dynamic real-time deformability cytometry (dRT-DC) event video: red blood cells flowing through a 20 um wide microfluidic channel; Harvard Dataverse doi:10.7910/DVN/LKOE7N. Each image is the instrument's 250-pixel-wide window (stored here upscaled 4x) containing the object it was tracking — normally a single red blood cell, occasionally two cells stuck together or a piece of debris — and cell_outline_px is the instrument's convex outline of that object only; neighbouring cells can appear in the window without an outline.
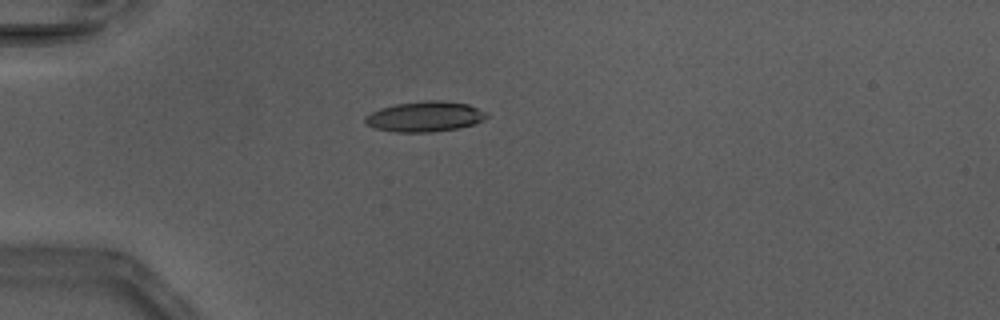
{"species": "Egyptian fruit bat (a non-hibernating species)", "species_latin": "Rousettus aegyptiacus", "temperature_condition": "warm", "stored_images_in_passage": 34, "camera_frame_rate_fps": 3000, "um_per_image_px": 0.085, "animal": {"sex": "male"}, "frame": {"image": 1, "passage_image": 1, "time_ms": 0.0, "image_size_px": [1000, 320], "cell_outline_px": [[488, 116], [484, 120], [476, 124], [460, 128], [432, 132], [396, 132], [376, 128], [368, 124], [364, 120], [364, 116], [380, 108], [396, 104], [428, 100], [440, 100], [468, 104], [488, 112]], "centroid_in_image_um": [36.17, 9.91], "position_along_channel_um": 48.8, "area_um2": 21.56}}
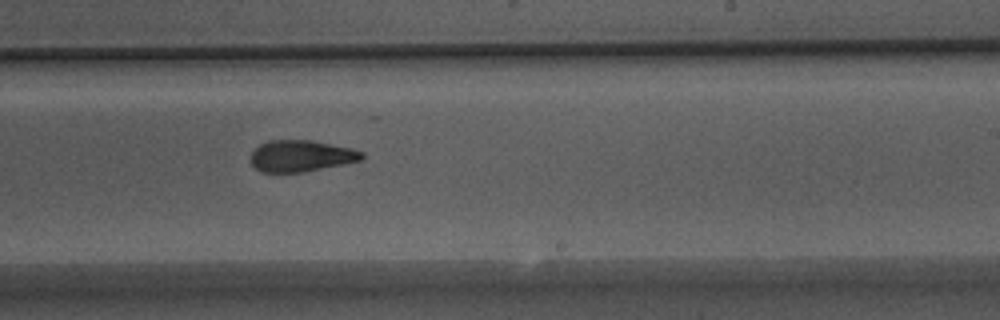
{"frame": {"image": 2, "passage_image": 17, "time_ms": 5.333, "image_size_px": [1000, 320], "cell_outline_px": [[364, 156], [360, 160], [300, 172], [260, 172], [248, 160], [248, 156], [260, 144], [268, 140], [312, 140], [352, 148], [364, 152]], "centroid_in_image_um": [25.53, 13.24], "position_along_channel_um": 263.5, "area_um2": 20.29}}
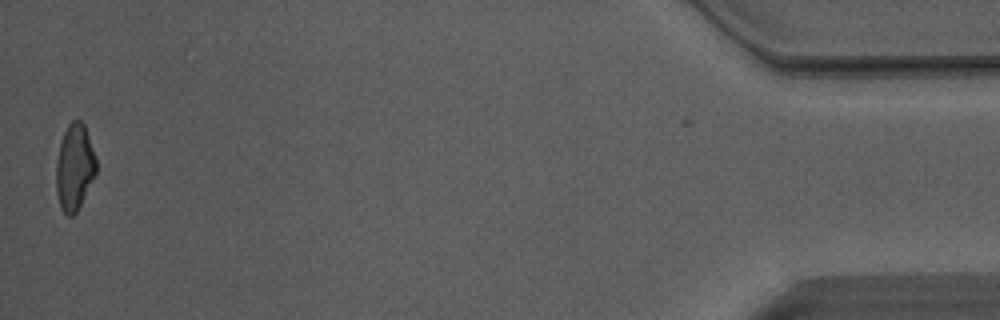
{"frame": {"image": 3, "passage_image": 34, "time_ms": 11.0, "image_size_px": [1000, 320], "cell_outline_px": [[96, 172], [76, 212], [72, 216], [68, 216], [60, 208], [56, 192], [56, 164], [60, 144], [64, 132], [68, 124], [72, 120], [80, 120], [84, 124], [96, 156]], "centroid_in_image_um": [6.32, 14.2], "position_along_channel_um": 428.9, "area_um2": 19.94}}